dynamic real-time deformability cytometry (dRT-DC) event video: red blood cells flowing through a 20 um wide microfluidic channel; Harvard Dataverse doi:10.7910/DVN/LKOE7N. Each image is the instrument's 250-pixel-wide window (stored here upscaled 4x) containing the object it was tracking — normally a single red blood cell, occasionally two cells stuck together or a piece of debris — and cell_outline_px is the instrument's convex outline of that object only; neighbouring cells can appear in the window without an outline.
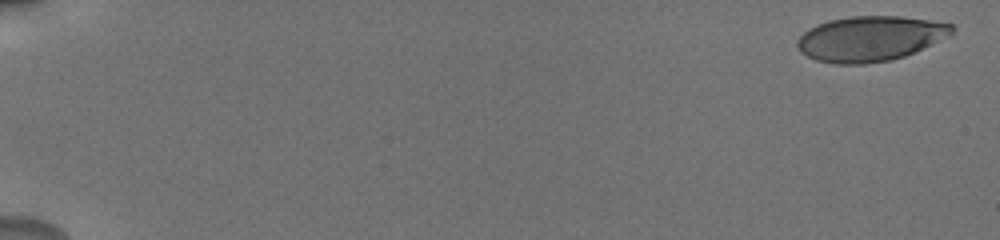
{"species": "human", "species_latin": "Homo sapiens", "temperature_condition": "cold", "stored_images_in_passage": 24, "camera_frame_rate_fps": 3000, "um_per_image_px": 0.085, "donor": {"sex": "male"}, "frame": {"image": 1, "passage_image": 1, "time_ms": 0.0, "image_size_px": [1000, 240], "cell_outline_px": [[956, 28], [948, 36], [904, 56], [888, 60], [864, 64], [836, 64], [816, 60], [800, 52], [796, 48], [796, 40], [808, 28], [816, 24], [828, 20], [852, 16], [900, 16], [928, 20], [952, 24]], "centroid_in_image_um": [73.9, 3.27], "position_along_channel_um": 11.1, "area_um2": 40.52}}
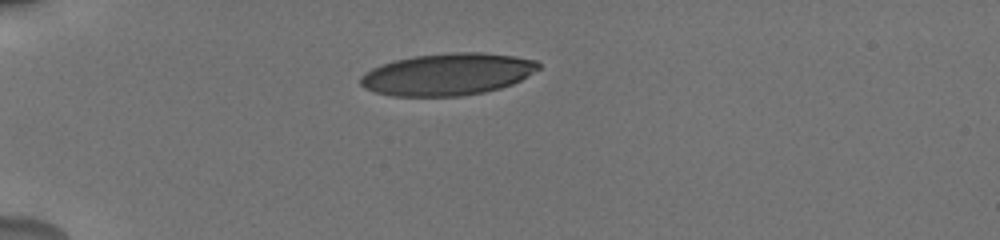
{"frame": {"image": 2, "passage_image": 17, "time_ms": 5.0, "image_size_px": [1000, 240], "cell_outline_px": [[540, 68], [520, 80], [512, 84], [500, 88], [484, 92], [460, 96], [392, 96], [376, 92], [364, 88], [360, 84], [360, 76], [364, 72], [380, 64], [396, 60], [416, 56], [452, 52], [484, 52], [516, 56], [536, 60], [540, 64]], "centroid_in_image_um": [38.04, 6.31], "position_along_channel_um": 47.0, "area_um2": 43.64}}
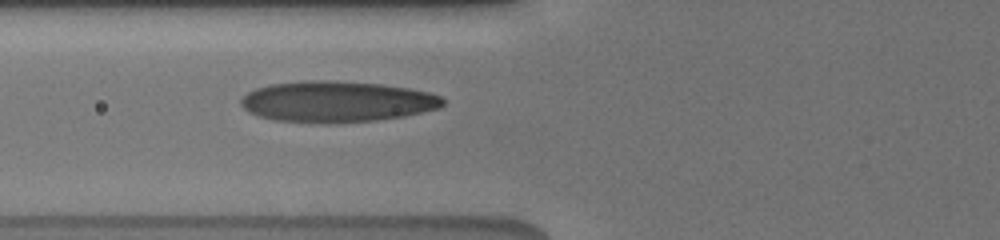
{"frame": {"image": 3, "passage_image": 24, "time_ms": 7.333, "image_size_px": [1000, 240], "cell_outline_px": [[444, 104], [440, 108], [404, 116], [376, 120], [340, 124], [320, 124], [272, 120], [248, 112], [240, 104], [240, 100], [248, 92], [256, 88], [268, 84], [308, 80], [328, 80], [380, 84], [408, 88], [428, 92], [440, 96], [444, 100]], "centroid_in_image_um": [28.6, 8.65], "position_along_channel_um": 97.2, "area_um2": 48.73}}